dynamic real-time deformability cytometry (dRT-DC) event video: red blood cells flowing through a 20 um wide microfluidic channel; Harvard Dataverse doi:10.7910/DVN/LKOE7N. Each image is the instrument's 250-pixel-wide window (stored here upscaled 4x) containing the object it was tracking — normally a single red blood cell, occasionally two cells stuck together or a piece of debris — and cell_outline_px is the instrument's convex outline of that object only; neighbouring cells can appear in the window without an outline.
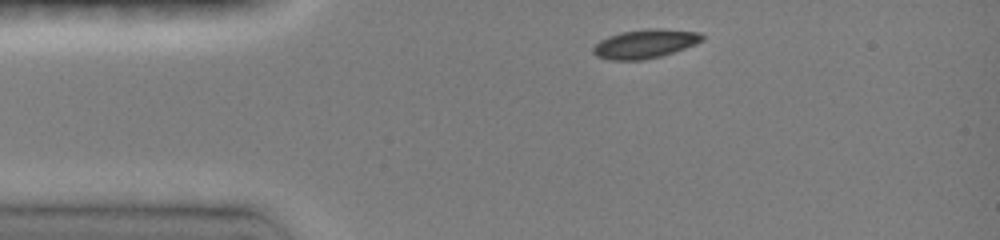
{"species": "common noctule bat (a hibernating species)", "species_latin": "Nyctalus noctula", "temperature_condition": "room temperature", "stored_images_in_passage": 24, "camera_frame_rate_fps": 3000, "um_per_image_px": 0.085, "animal": {"sex": "female", "body_mass_g": 19.0, "forearm_length_mm": 51.5}, "frame": {"image": 1, "passage_image": 1, "time_ms": 0.0, "image_size_px": [1000, 240], "cell_outline_px": [[704, 40], [696, 44], [660, 56], [644, 60], [612, 60], [596, 56], [592, 52], [592, 48], [600, 40], [608, 36], [620, 32], [648, 28], [660, 28], [700, 32], [704, 36]], "centroid_in_image_um": [54.83, 3.71], "position_along_channel_um": 30.2, "area_um2": 18.44}}
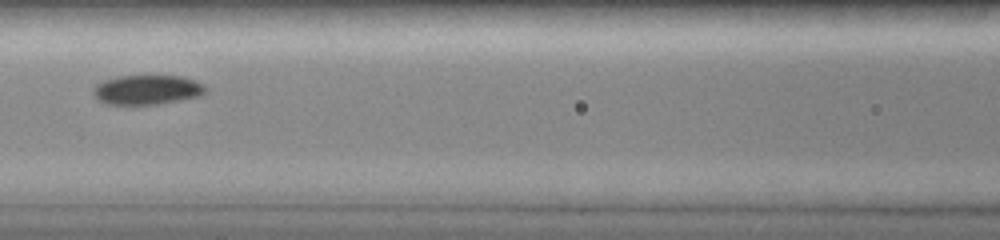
{"frame": {"image": 2, "passage_image": 9, "time_ms": 4.0, "image_size_px": [1000, 240], "cell_outline_px": [[204, 92], [200, 96], [180, 100], [156, 104], [108, 104], [100, 100], [92, 92], [92, 88], [96, 84], [104, 80], [116, 76], [180, 76], [196, 80], [204, 84]], "centroid_in_image_um": [12.49, 7.62], "position_along_channel_um": 154.1, "area_um2": 19.19}}
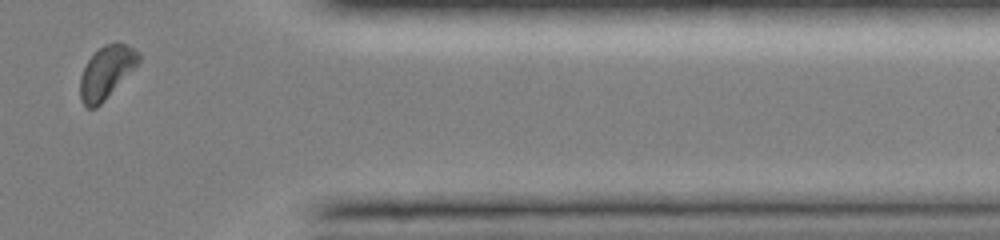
{"frame": {"image": 3, "passage_image": 22, "time_ms": 10.333, "image_size_px": [1000, 240], "cell_outline_px": [[140, 60], [104, 100], [96, 108], [88, 108], [80, 100], [80, 76], [88, 60], [104, 44], [116, 40], [140, 52]], "centroid_in_image_um": [9.02, 6.11], "position_along_channel_um": 402.4, "area_um2": 17.51}, "authors_computed_cell_mechanics": {"area_um2": 18.785, "velocity_mm_per_s": 4.0653, "shape_relaxation_time_tau1_ms": 3.2111, "shape_relaxation_time_tau2_ms": null, "deformation_change_tau1": 0.1131, "deformation_change_tau2": null}}